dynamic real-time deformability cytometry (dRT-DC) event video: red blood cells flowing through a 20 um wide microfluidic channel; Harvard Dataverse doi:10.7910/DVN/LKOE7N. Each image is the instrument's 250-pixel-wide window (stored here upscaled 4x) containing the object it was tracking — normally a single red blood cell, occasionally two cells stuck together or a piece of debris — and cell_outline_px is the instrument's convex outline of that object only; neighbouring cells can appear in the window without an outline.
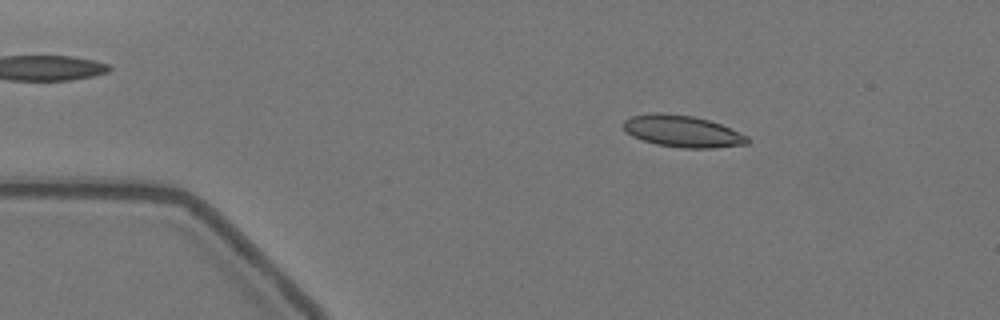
{"species": "Egyptian fruit bat (a non-hibernating species)", "species_latin": "Rousettus aegyptiacus", "temperature_condition": "warm", "stored_images_in_passage": 56, "camera_frame_rate_fps": 3000, "um_per_image_px": 0.085, "animal": {"sex": "female"}, "frame": {"image": 1, "passage_image": 8, "time_ms": 2.333, "image_size_px": [1000, 320], "cell_outline_px": [[752, 140], [748, 144], [712, 148], [684, 148], [656, 144], [632, 136], [620, 124], [624, 120], [632, 116], [692, 116], [708, 120], [720, 124], [748, 136]], "centroid_in_image_um": [58.09, 11.22], "position_along_channel_um": 26.9, "area_um2": 21.96}}
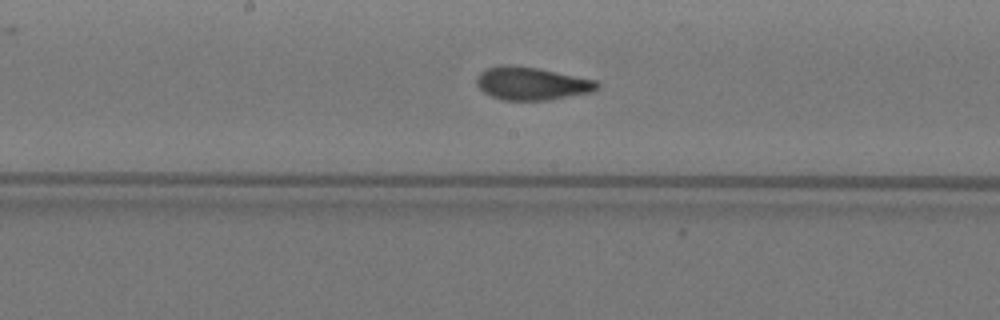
{"frame": {"image": 2, "passage_image": 28, "time_ms": 9.0, "image_size_px": [1000, 320], "cell_outline_px": [[600, 88], [596, 92], [548, 100], [504, 100], [492, 96], [484, 92], [476, 84], [476, 76], [484, 68], [500, 64], [512, 64], [540, 68], [596, 80], [600, 84]], "centroid_in_image_um": [45.21, 7.08], "position_along_channel_um": 203.0, "area_um2": 23.7}}
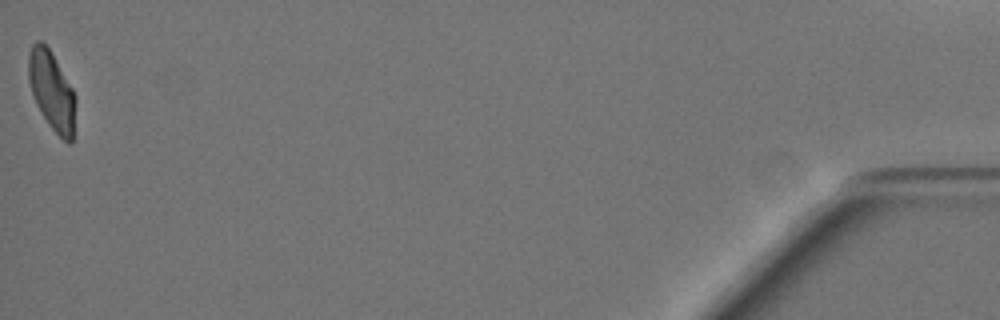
{"frame": {"image": 3, "passage_image": 56, "time_ms": 18.333, "image_size_px": [1000, 320], "cell_outline_px": [[76, 100], [72, 144], [68, 144], [48, 124], [36, 104], [28, 80], [28, 56], [32, 44], [36, 40], [40, 40], [52, 52], [72, 88], [76, 96]], "centroid_in_image_um": [4.4, 7.71], "position_along_channel_um": 430.8, "area_um2": 21.68}, "authors_computed_cell_mechanics": {"area_um2": 22.7154, "velocity_mm_per_s": 3.5129, "shape_relaxation_time_tau1_ms": 7.6911, "shape_relaxation_time_tau2_ms": 1.2063, "deformation_change_tau1": 0.2091, "deformation_change_tau2": 0.0736}}